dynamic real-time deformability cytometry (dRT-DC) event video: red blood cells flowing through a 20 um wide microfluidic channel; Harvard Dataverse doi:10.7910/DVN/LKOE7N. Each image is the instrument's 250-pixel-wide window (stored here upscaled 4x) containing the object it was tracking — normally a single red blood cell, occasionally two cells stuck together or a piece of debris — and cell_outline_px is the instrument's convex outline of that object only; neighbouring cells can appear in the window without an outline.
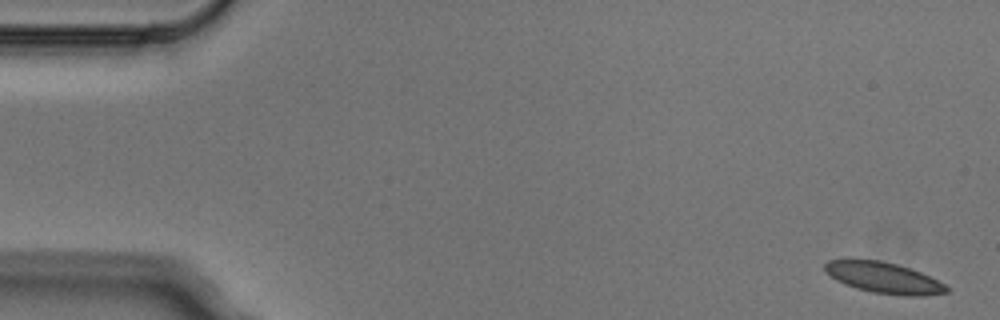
{"species": "Egyptian fruit bat (a non-hibernating species)", "species_latin": "Rousettus aegyptiacus", "temperature_condition": "cold", "stored_images_in_passage": 4, "camera_frame_rate_fps": 3000, "um_per_image_px": 0.085, "animal": {"sex": "male"}, "frame": {"image": 1, "passage_image": 1, "time_ms": 0.0, "image_size_px": [1000, 320], "cell_outline_px": [[948, 292], [924, 296], [904, 296], [872, 292], [856, 288], [844, 284], [836, 280], [824, 268], [824, 264], [828, 260], [880, 260], [896, 264], [920, 272], [944, 284], [948, 288]], "centroid_in_image_um": [75.12, 23.62], "position_along_channel_um": 9.9, "area_um2": 21.62}}
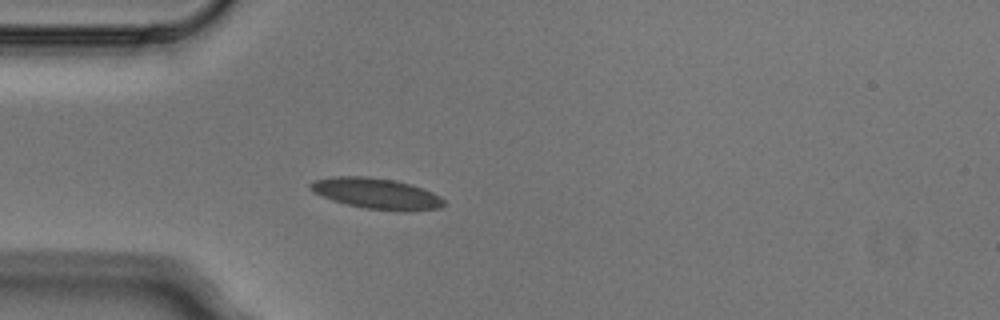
{"frame": {"image": 2, "passage_image": 4, "time_ms": 1.0, "image_size_px": [1000, 320], "cell_outline_px": [[444, 204], [440, 208], [404, 212], [400, 212], [364, 208], [332, 200], [312, 192], [308, 188], [308, 184], [312, 180], [336, 176], [368, 176], [396, 180], [432, 192], [440, 196], [444, 200]], "centroid_in_image_um": [31.96, 16.45], "position_along_channel_um": 53.0, "area_um2": 24.16}}